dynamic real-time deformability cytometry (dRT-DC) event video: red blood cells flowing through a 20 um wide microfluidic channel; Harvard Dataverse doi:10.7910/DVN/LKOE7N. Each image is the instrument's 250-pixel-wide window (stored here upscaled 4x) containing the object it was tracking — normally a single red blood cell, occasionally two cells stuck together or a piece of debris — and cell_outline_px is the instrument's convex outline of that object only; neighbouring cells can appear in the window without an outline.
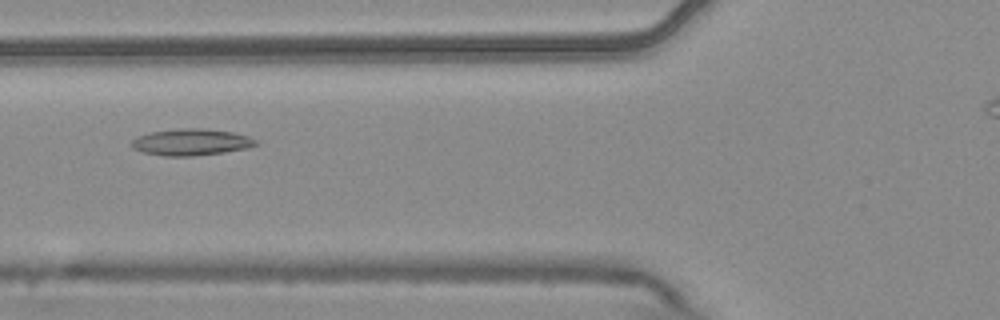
{"species": "common noctule bat (a hibernating species)", "species_latin": "Nyctalus noctula", "temperature_condition": "warm", "stored_images_in_passage": 8, "camera_frame_rate_fps": 3000, "um_per_image_px": 0.085, "animal": {"sex": "male", "body_mass_g": 20.4}, "frame": {"image": 1, "passage_image": 2, "time_ms": 0.333, "image_size_px": [1000, 320], "cell_outline_px": [[260, 144], [248, 148], [224, 152], [192, 156], [164, 156], [144, 152], [132, 148], [132, 140], [136, 136], [152, 132], [176, 128], [204, 128], [232, 132], [248, 136], [256, 140]], "centroid_in_image_um": [16.26, 12.07], "position_along_channel_um": 109.5, "area_um2": 19.31}}
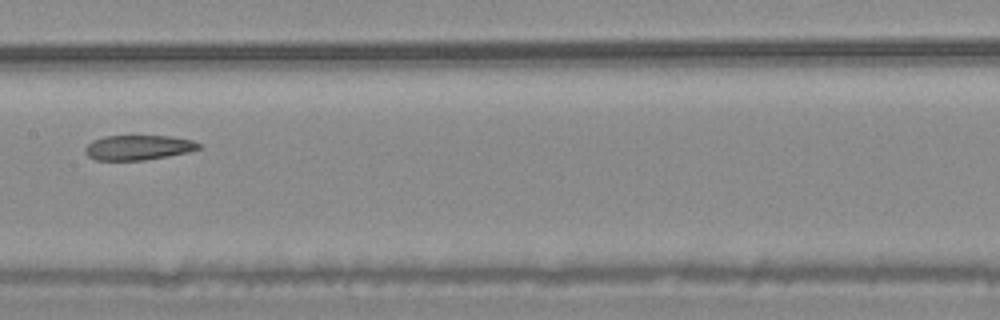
{"frame": {"image": 2, "passage_image": 4, "time_ms": 1.0, "image_size_px": [1000, 320], "cell_outline_px": [[200, 148], [188, 152], [168, 156], [144, 160], [96, 160], [88, 156], [84, 152], [84, 148], [92, 140], [104, 136], [168, 136], [192, 140], [200, 144]], "centroid_in_image_um": [11.72, 12.54], "position_along_channel_um": 195.7, "area_um2": 16.42}}
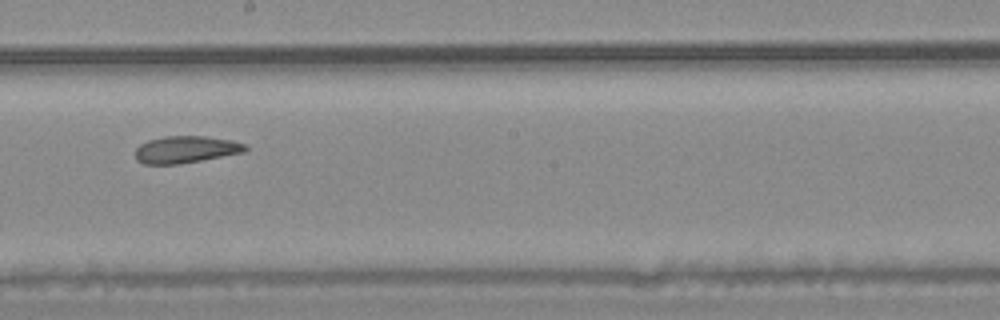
{"frame": {"image": 3, "passage_image": 5, "time_ms": 1.333, "image_size_px": [1000, 320], "cell_outline_px": [[248, 148], [244, 152], [200, 160], [176, 164], [144, 164], [136, 160], [136, 148], [140, 144], [148, 140], [164, 136], [204, 136], [232, 140], [244, 144]], "centroid_in_image_um": [15.76, 12.7], "position_along_channel_um": 232.4, "area_um2": 17.17}}